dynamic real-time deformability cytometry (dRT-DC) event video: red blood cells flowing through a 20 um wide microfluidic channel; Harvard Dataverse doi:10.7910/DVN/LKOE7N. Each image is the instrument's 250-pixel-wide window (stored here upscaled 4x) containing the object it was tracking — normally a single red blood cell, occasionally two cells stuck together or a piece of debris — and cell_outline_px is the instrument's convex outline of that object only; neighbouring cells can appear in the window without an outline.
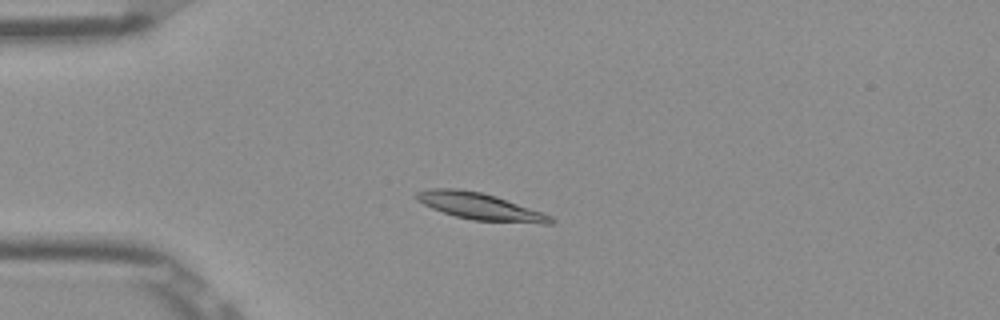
{"species": "Egyptian fruit bat (a non-hibernating species)", "species_latin": "Rousettus aegyptiacus", "temperature_condition": "room temperature", "stored_images_in_passage": 51, "camera_frame_rate_fps": 3000, "um_per_image_px": 0.085, "frame": {"image": 1, "passage_image": 12, "time_ms": 3.667, "image_size_px": [1000, 320], "cell_outline_px": [[556, 220], [552, 224], [544, 224], [472, 220], [456, 216], [432, 208], [416, 200], [416, 192], [432, 188], [460, 188], [480, 192], [496, 196], [552, 216]], "centroid_in_image_um": [40.82, 17.55], "position_along_channel_um": 44.2, "area_um2": 20.87}}
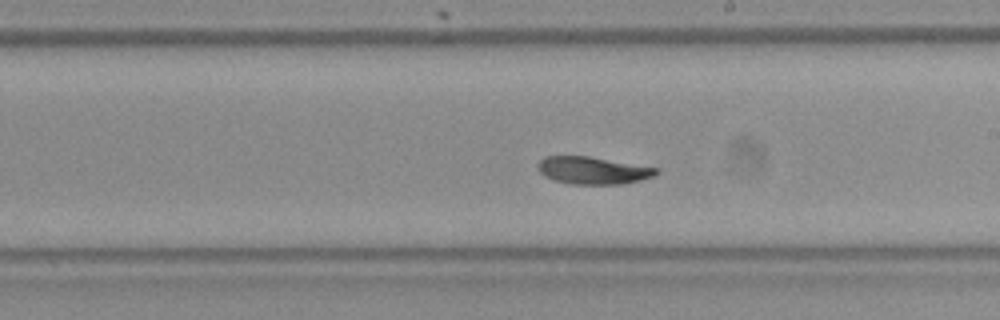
{"frame": {"image": 2, "passage_image": 29, "time_ms": 9.333, "image_size_px": [1000, 320], "cell_outline_px": [[660, 172], [652, 176], [640, 180], [620, 184], [568, 184], [552, 180], [544, 176], [536, 168], [536, 164], [544, 156], [588, 156], [660, 168]], "centroid_in_image_um": [50.35, 14.48], "position_along_channel_um": 238.6, "area_um2": 19.07}}
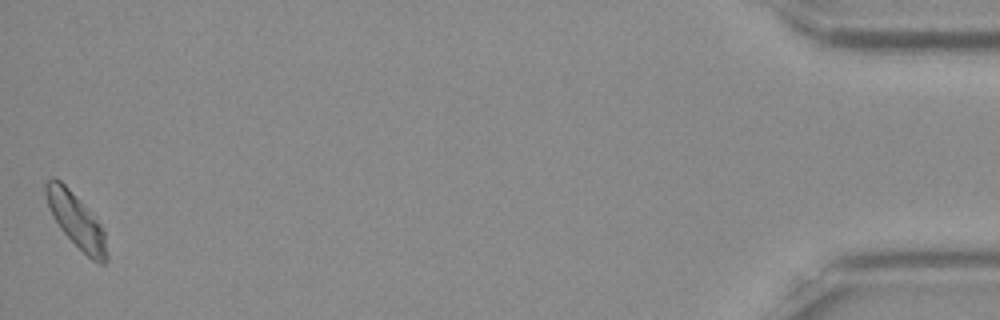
{"frame": {"image": 3, "passage_image": 51, "time_ms": 16.667, "image_size_px": [1000, 320], "cell_outline_px": [[108, 260], [104, 264], [100, 264], [92, 260], [60, 228], [52, 216], [48, 208], [44, 192], [44, 184], [52, 176], [60, 180], [80, 200], [104, 228], [108, 256]], "centroid_in_image_um": [6.47, 18.73], "position_along_channel_um": 428.7, "area_um2": 19.25}, "authors_computed_cell_mechanics": {"area_um2": 19.5942, "velocity_mm_per_s": 3.8393, "shape_relaxation_time_tau1_ms": 2.7566, "shape_relaxation_time_tau2_ms": 3.3005, "deformation_change_tau1": 0.1076, "deformation_change_tau2": 0.0608}}